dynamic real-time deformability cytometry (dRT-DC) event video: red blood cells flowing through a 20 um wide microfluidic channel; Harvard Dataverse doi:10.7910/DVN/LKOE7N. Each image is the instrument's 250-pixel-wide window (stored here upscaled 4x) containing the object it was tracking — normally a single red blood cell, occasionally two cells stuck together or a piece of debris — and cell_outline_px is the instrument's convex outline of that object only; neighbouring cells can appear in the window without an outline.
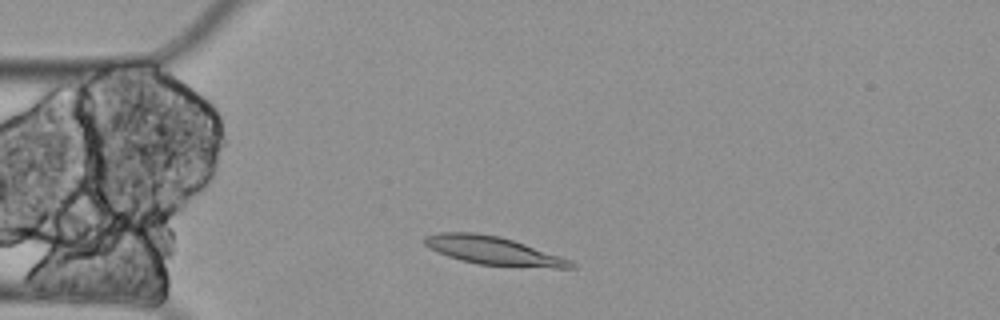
{"species": "Egyptian fruit bat (a non-hibernating species)", "species_latin": "Rousettus aegyptiacus", "temperature_condition": "cold", "stored_images_in_passage": 2, "camera_frame_rate_fps": 3000, "um_per_image_px": 0.085, "animal": {"sex": "female"}, "frame": {"image": 1, "passage_image": 2, "time_ms": 0.333, "image_size_px": [1000, 320], "cell_outline_px": [[576, 268], [552, 268], [480, 264], [460, 260], [448, 256], [428, 248], [424, 244], [424, 236], [440, 232], [476, 232], [500, 236], [572, 260], [576, 264]], "centroid_in_image_um": [41.92, 21.3], "position_along_channel_um": 43.1, "area_um2": 24.04}}